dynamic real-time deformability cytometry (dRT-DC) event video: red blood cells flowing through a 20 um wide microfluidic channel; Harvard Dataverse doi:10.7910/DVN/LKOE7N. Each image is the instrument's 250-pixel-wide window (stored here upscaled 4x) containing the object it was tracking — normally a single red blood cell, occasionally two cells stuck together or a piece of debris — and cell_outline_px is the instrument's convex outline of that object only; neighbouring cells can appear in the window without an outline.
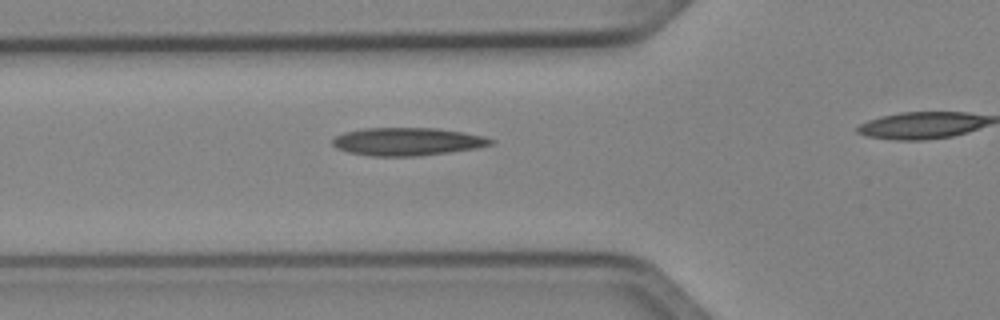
{"species": "Egyptian fruit bat (a non-hibernating species)", "species_latin": "Rousettus aegyptiacus", "temperature_condition": "cold", "stored_images_in_passage": 37, "camera_frame_rate_fps": 3000, "um_per_image_px": 0.085, "animal": {"sex": "female"}, "frame": {"image": 1, "passage_image": 14, "time_ms": 4.333, "image_size_px": [1000, 320], "cell_outline_px": [[496, 140], [492, 144], [476, 148], [420, 156], [372, 156], [348, 152], [336, 148], [332, 144], [332, 140], [336, 136], [344, 132], [364, 128], [436, 128], [464, 132], [484, 136]], "centroid_in_image_um": [34.62, 12.03], "position_along_channel_um": 91.2, "area_um2": 25.78}}
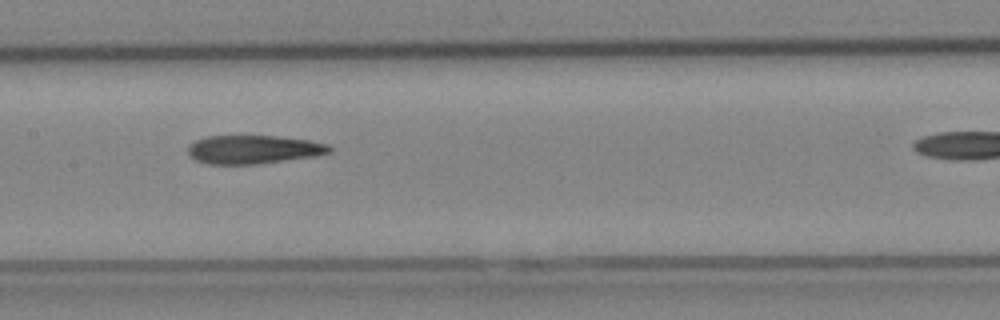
{"frame": {"image": 2, "passage_image": 21, "time_ms": 6.667, "image_size_px": [1000, 320], "cell_outline_px": [[332, 152], [312, 156], [256, 164], [208, 164], [196, 160], [188, 156], [188, 144], [196, 140], [208, 136], [276, 136], [308, 140], [328, 144], [332, 148]], "centroid_in_image_um": [21.5, 12.7], "position_along_channel_um": 185.9, "area_um2": 23.41}}
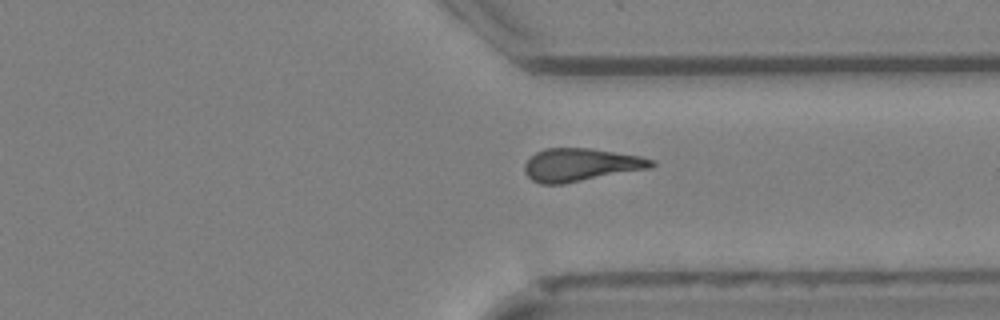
{"frame": {"image": 3, "passage_image": 34, "time_ms": 11.0, "image_size_px": [1000, 320], "cell_outline_px": [[656, 164], [648, 168], [564, 184], [540, 184], [532, 180], [524, 172], [524, 164], [536, 152], [544, 148], [588, 148], [640, 156], [656, 160]], "centroid_in_image_um": [49.33, 14.01], "position_along_channel_um": 362.1, "area_um2": 24.22}}